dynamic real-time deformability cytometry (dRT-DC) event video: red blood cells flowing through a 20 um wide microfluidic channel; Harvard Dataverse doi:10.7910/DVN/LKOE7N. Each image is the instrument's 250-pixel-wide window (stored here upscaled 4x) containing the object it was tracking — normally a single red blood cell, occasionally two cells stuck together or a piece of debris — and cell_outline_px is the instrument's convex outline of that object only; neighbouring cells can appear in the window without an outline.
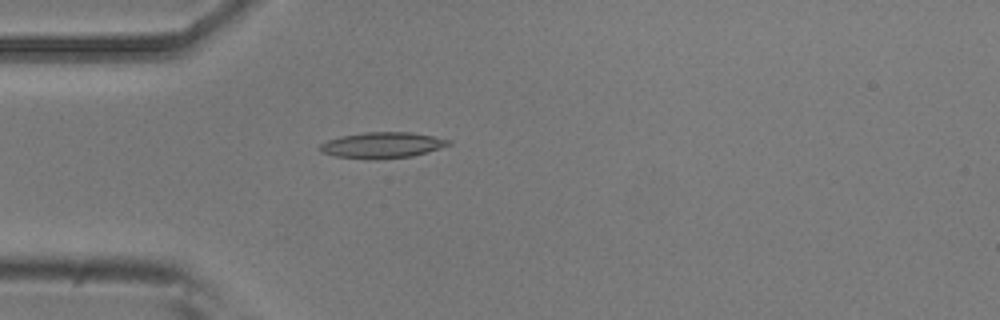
{"species": "common noctule bat (a hibernating species)", "species_latin": "Nyctalus noctula", "temperature_condition": "room temperature", "stored_images_in_passage": 1, "camera_frame_rate_fps": 3000, "um_per_image_px": 0.085, "animal": {"sex": "male", "body_mass_g": 20.5, "forearm_length_mm": 52.5}, "frame": {"image": 1, "passage_image": 1, "time_ms": 0.0, "image_size_px": [1000, 320], "cell_outline_px": [[452, 144], [440, 148], [412, 156], [376, 160], [372, 160], [336, 156], [320, 152], [320, 144], [328, 140], [340, 136], [364, 132], [412, 132], [452, 140]], "centroid_in_image_um": [32.49, 12.34], "position_along_channel_um": 52.5, "area_um2": 19.54}}